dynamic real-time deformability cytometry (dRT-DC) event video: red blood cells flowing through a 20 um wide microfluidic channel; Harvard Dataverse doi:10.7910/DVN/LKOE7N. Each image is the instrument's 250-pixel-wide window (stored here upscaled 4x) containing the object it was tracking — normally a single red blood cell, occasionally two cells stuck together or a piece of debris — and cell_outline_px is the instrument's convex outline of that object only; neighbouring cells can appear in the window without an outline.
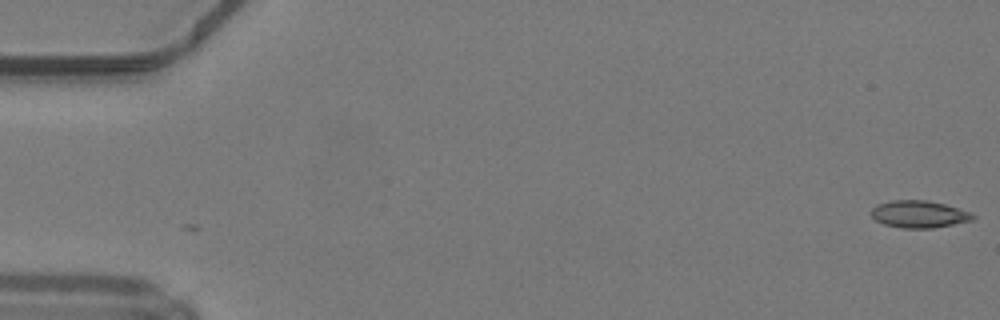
{"species": "common noctule bat (a hibernating species)", "species_latin": "Nyctalus noctula", "temperature_condition": "warm", "stored_images_in_passage": 2, "camera_frame_rate_fps": 3000, "um_per_image_px": 0.085, "animal": {"sex": "male", "body_mass_g": 19.2, "forearm_length_mm": 51.8}, "frame": {"image": 1, "passage_image": 1, "time_ms": 0.0, "image_size_px": [1000, 320], "cell_outline_px": [[976, 216], [972, 220], [932, 228], [904, 228], [884, 224], [876, 220], [872, 216], [872, 208], [876, 204], [892, 200], [928, 200], [944, 204], [968, 212]], "centroid_in_image_um": [78.08, 18.2], "position_along_channel_um": 6.9, "area_um2": 15.84}}